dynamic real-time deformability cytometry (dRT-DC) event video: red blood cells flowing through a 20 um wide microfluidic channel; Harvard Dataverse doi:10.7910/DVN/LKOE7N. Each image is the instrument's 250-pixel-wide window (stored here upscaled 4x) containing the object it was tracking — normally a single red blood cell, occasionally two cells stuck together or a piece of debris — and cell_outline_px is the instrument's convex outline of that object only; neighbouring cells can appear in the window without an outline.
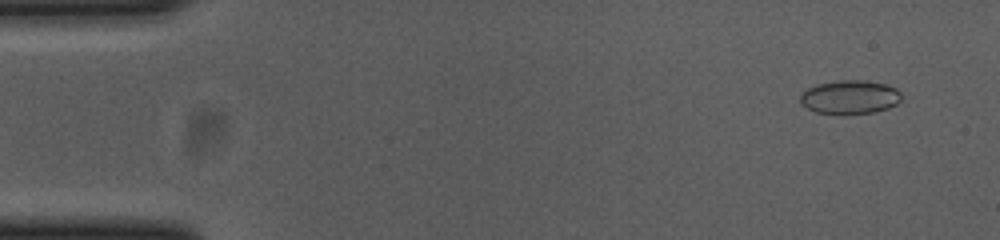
{"species": "common noctule bat (a hibernating species)", "species_latin": "Nyctalus noctula", "temperature_condition": "cold", "stored_images_in_passage": 55, "camera_frame_rate_fps": 3000, "um_per_image_px": 0.085, "animal": {"sex": "female", "body_mass_g": 23.0, "forearm_length_mm": 53.4}, "frame": {"image": 1, "passage_image": 4, "time_ms": 1.0, "image_size_px": [1000, 240], "cell_outline_px": [[900, 100], [896, 104], [888, 108], [872, 112], [816, 112], [808, 108], [800, 100], [800, 96], [808, 88], [816, 84], [840, 80], [864, 80], [884, 84], [896, 88], [900, 92]], "centroid_in_image_um": [72.26, 8.21], "position_along_channel_um": 12.7, "area_um2": 19.19}}
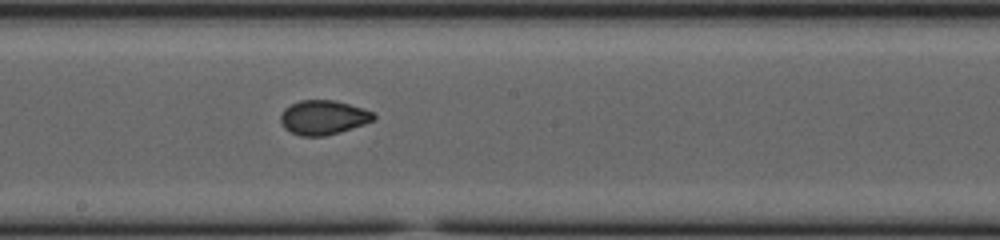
{"frame": {"image": 2, "passage_image": 30, "time_ms": 9.667, "image_size_px": [1000, 240], "cell_outline_px": [[376, 116], [372, 120], [364, 124], [340, 132], [324, 136], [300, 136], [284, 128], [280, 120], [280, 116], [284, 108], [300, 100], [336, 100], [364, 108], [372, 112]], "centroid_in_image_um": [27.47, 9.98], "position_along_channel_um": 220.7, "area_um2": 18.61}}
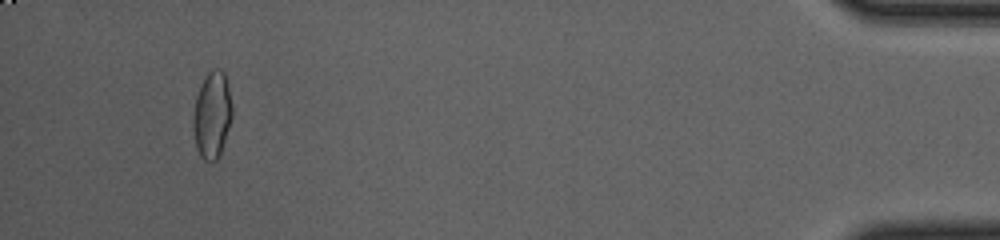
{"frame": {"image": 3, "passage_image": 52, "time_ms": 17.0, "image_size_px": [1000, 240], "cell_outline_px": [[232, 116], [220, 156], [216, 160], [204, 160], [200, 156], [196, 148], [192, 128], [192, 116], [196, 96], [200, 84], [204, 76], [212, 68], [220, 68], [224, 72], [232, 104]], "centroid_in_image_um": [18.0, 9.75], "position_along_channel_um": 417.2, "area_um2": 20.0}}